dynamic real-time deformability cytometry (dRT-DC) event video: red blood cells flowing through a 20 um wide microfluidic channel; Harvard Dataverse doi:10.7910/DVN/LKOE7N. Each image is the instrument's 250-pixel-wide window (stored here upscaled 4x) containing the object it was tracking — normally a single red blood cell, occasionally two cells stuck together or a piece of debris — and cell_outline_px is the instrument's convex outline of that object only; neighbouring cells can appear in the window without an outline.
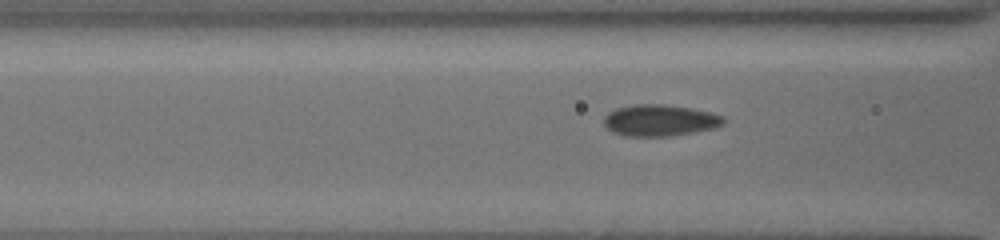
{"species": "common noctule bat (a hibernating species)", "species_latin": "Nyctalus noctula", "temperature_condition": "cold", "stored_images_in_passage": 31, "camera_frame_rate_fps": 3000, "um_per_image_px": 0.085, "animal": {"sex": "female", "body_mass_g": 19.5, "forearm_length_mm": 54.1}, "frame": {"image": 1, "passage_image": 9, "time_ms": 5.333, "image_size_px": [1000, 240], "cell_outline_px": [[724, 124], [716, 128], [668, 136], [628, 136], [612, 132], [604, 124], [604, 116], [608, 112], [616, 108], [632, 104], [664, 104], [692, 108], [724, 116]], "centroid_in_image_um": [56.07, 10.22], "position_along_channel_um": 110.5, "area_um2": 21.96}}
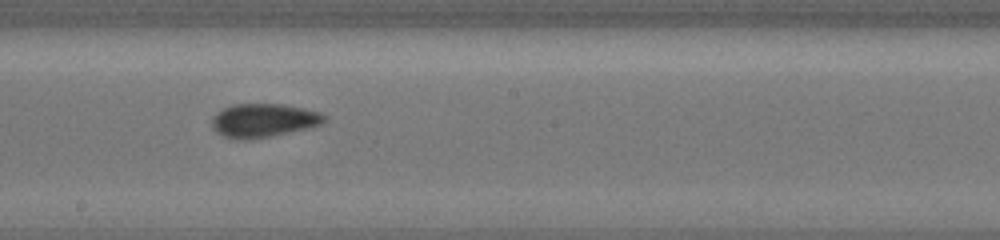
{"frame": {"image": 2, "passage_image": 18, "time_ms": 8.333, "image_size_px": [1000, 240], "cell_outline_px": [[328, 120], [320, 124], [308, 128], [268, 136], [244, 140], [236, 140], [224, 136], [216, 132], [212, 128], [212, 116], [216, 112], [232, 104], [284, 104], [304, 108], [320, 112], [328, 116]], "centroid_in_image_um": [22.39, 10.22], "position_along_channel_um": 225.8, "area_um2": 22.14}}
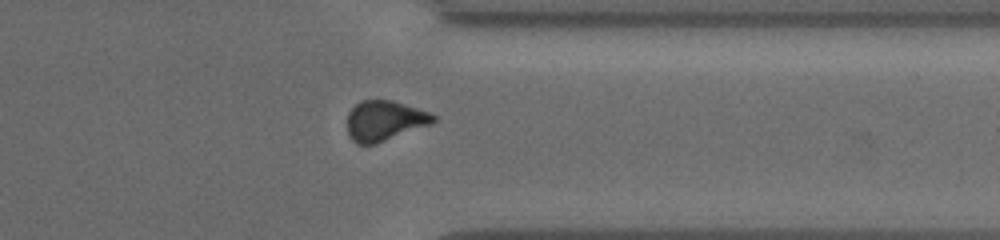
{"frame": {"image": 3, "passage_image": 27, "time_ms": 12.333, "image_size_px": [1000, 240], "cell_outline_px": [[436, 120], [432, 124], [376, 144], [356, 144], [352, 140], [348, 132], [348, 112], [360, 100], [392, 100], [428, 112], [436, 116]], "centroid_in_image_um": [32.69, 10.27], "position_along_channel_um": 378.7, "area_um2": 20.11}}